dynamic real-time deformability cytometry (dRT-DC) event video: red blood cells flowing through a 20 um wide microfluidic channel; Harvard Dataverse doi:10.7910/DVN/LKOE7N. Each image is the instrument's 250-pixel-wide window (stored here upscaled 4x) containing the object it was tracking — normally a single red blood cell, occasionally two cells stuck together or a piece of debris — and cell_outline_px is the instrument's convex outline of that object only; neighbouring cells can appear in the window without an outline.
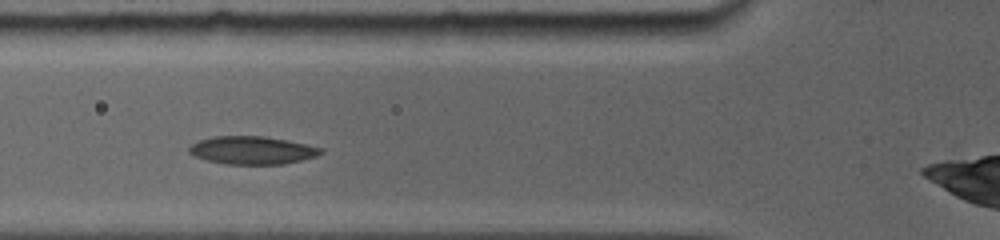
{"species": "common noctule bat (a hibernating species)", "species_latin": "Nyctalus noctula", "temperature_condition": "room temperature", "stored_images_in_passage": 28, "camera_frame_rate_fps": 5000, "um_per_image_px": 0.085, "animal": {"sex": "female", "body_mass_g": 19.0, "forearm_length_mm": 56.7}, "frame": {"image": 1, "passage_image": 6, "time_ms": 1.4, "image_size_px": [1000, 240], "cell_outline_px": [[324, 152], [316, 156], [284, 164], [228, 164], [208, 160], [196, 156], [188, 152], [188, 148], [192, 144], [200, 140], [212, 136], [264, 136], [288, 140], [308, 144], [324, 148]], "centroid_in_image_um": [21.48, 12.76], "position_along_channel_um": 104.3, "area_um2": 21.44}}
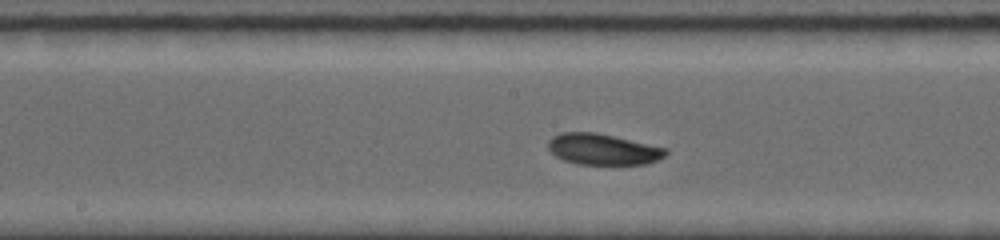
{"frame": {"image": 2, "passage_image": 16, "time_ms": 3.8, "image_size_px": [1000, 240], "cell_outline_px": [[668, 152], [664, 156], [648, 164], [576, 164], [564, 160], [556, 156], [548, 148], [548, 140], [552, 136], [560, 132], [596, 132], [668, 148]], "centroid_in_image_um": [51.24, 12.68], "position_along_channel_um": 197.0, "area_um2": 21.33}}
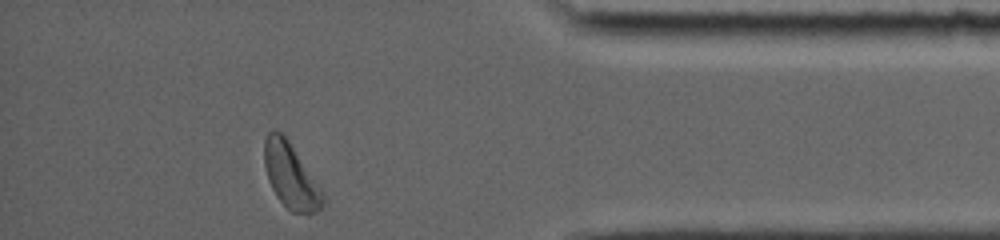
{"frame": {"image": 3, "passage_image": 28, "time_ms": 9.8, "image_size_px": [1000, 240], "cell_outline_px": [[324, 204], [316, 212], [292, 212], [276, 196], [268, 180], [264, 164], [264, 140], [268, 132], [272, 128], [280, 132], [288, 140], [320, 188], [324, 196]], "centroid_in_image_um": [24.67, 14.92], "position_along_channel_um": 410.5, "area_um2": 21.68}, "authors_computed_cell_mechanics": {"area_um2": 21.2704, "velocity_mm_per_s": 3.8655, "shape_relaxation_time_tau1_ms": 5.3054, "shape_relaxation_time_tau2_ms": null, "deformation_change_tau1": 0.1124, "deformation_change_tau2": null}}